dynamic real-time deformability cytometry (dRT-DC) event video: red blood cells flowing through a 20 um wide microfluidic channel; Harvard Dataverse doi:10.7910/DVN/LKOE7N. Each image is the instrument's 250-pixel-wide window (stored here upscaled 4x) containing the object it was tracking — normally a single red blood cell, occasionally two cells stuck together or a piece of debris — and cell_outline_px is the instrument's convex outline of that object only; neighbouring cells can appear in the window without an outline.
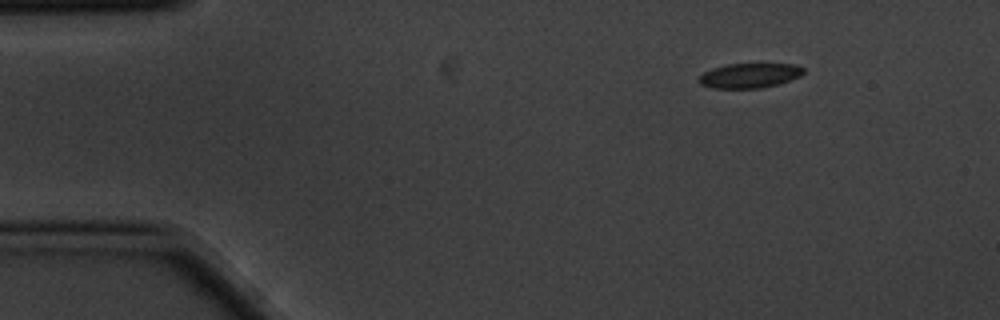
{"species": "common noctule bat (a hibernating species)", "species_latin": "Nyctalus noctula", "temperature_condition": "cold", "stored_images_in_passage": 4, "camera_frame_rate_fps": 3000, "um_per_image_px": 0.085, "animal": {"sex": "male", "body_mass_g": 20.1, "forearm_length_mm": 53.5}, "frame": {"image": 1, "passage_image": 1, "time_ms": 0.0, "image_size_px": [1000, 320], "cell_outline_px": [[804, 72], [800, 76], [776, 84], [760, 88], [712, 88], [700, 84], [696, 80], [704, 72], [712, 68], [728, 64], [796, 64], [804, 68]], "centroid_in_image_um": [63.68, 6.42], "position_along_channel_um": 21.3, "area_um2": 14.97}}
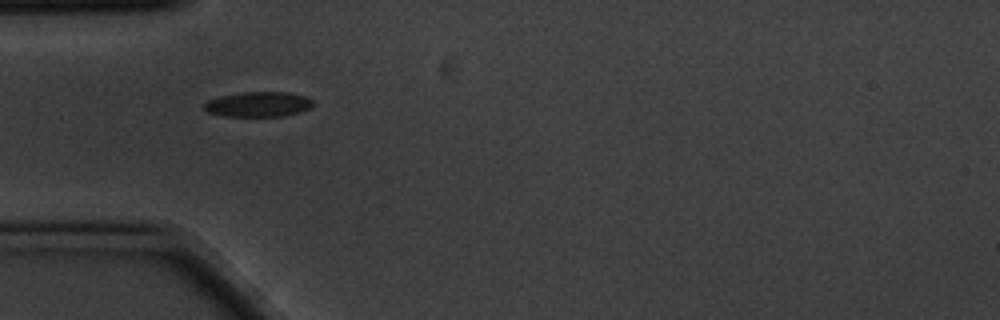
{"frame": {"image": 2, "passage_image": 3, "time_ms": 0.667, "image_size_px": [1000, 320], "cell_outline_px": [[312, 104], [308, 108], [300, 112], [284, 116], [224, 116], [208, 112], [204, 108], [204, 104], [208, 100], [220, 96], [244, 92], [288, 92], [304, 96], [312, 100]], "centroid_in_image_um": [21.94, 8.86], "position_along_channel_um": 63.1, "area_um2": 15.72}}